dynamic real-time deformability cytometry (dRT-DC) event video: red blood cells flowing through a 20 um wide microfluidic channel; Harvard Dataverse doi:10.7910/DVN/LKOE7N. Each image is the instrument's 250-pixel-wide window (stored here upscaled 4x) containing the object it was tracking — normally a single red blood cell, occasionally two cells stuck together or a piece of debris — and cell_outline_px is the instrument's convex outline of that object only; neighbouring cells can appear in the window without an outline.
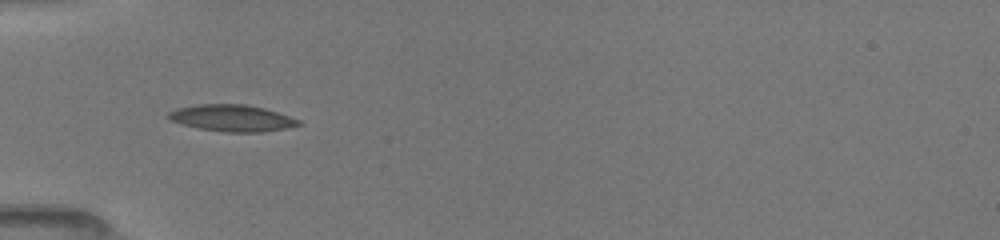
{"species": "common noctule bat (a hibernating species)", "species_latin": "Nyctalus noctula", "temperature_condition": "room temperature", "stored_images_in_passage": 35, "camera_frame_rate_fps": 3000, "um_per_image_px": 0.085, "animal": {"sex": "female", "body_mass_g": 19.5, "forearm_length_mm": 54.1}, "frame": {"image": 1, "passage_image": 1, "time_ms": 0.0, "image_size_px": [1000, 240], "cell_outline_px": [[304, 124], [264, 132], [224, 132], [200, 128], [184, 124], [172, 120], [168, 116], [168, 112], [176, 108], [200, 104], [244, 104], [264, 108], [300, 120]], "centroid_in_image_um": [19.74, 10.03], "position_along_channel_um": 65.3, "area_um2": 19.94}}
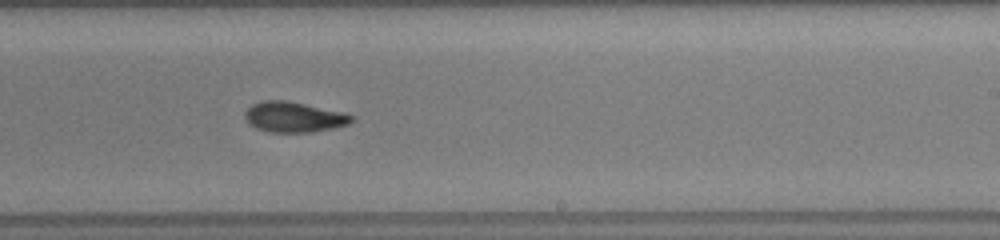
{"frame": {"image": 2, "passage_image": 16, "time_ms": 5.0, "image_size_px": [1000, 240], "cell_outline_px": [[356, 120], [348, 124], [332, 128], [312, 132], [272, 132], [256, 128], [248, 124], [244, 116], [244, 112], [252, 104], [260, 100], [284, 100], [344, 112], [352, 116]], "centroid_in_image_um": [24.95, 9.94], "position_along_channel_um": 264.0, "area_um2": 18.9}}
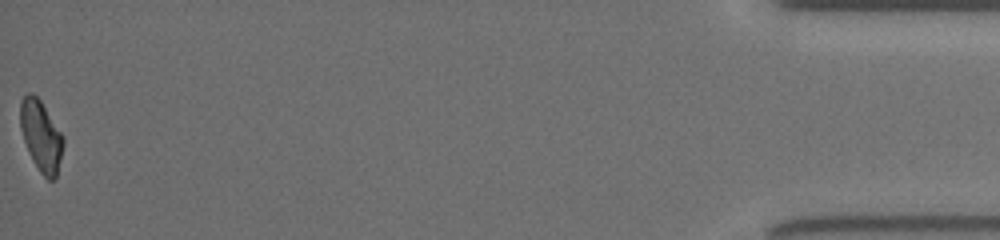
{"frame": {"image": 3, "passage_image": 35, "time_ms": 11.333, "image_size_px": [1000, 240], "cell_outline_px": [[64, 144], [56, 176], [52, 180], [48, 180], [40, 172], [32, 160], [24, 140], [20, 128], [20, 100], [28, 92], [32, 92], [40, 100], [64, 136]], "centroid_in_image_um": [3.48, 11.53], "position_along_channel_um": 431.7, "area_um2": 17.69}, "authors_computed_cell_mechanics": {"area_um2": 18.5538, "velocity_mm_per_s": 4.0399, "shape_relaxation_time_tau1_ms": 3.481, "shape_relaxation_time_tau2_ms": 2.3252, "deformation_change_tau1": 0.1431, "deformation_change_tau2": 0.0795}}